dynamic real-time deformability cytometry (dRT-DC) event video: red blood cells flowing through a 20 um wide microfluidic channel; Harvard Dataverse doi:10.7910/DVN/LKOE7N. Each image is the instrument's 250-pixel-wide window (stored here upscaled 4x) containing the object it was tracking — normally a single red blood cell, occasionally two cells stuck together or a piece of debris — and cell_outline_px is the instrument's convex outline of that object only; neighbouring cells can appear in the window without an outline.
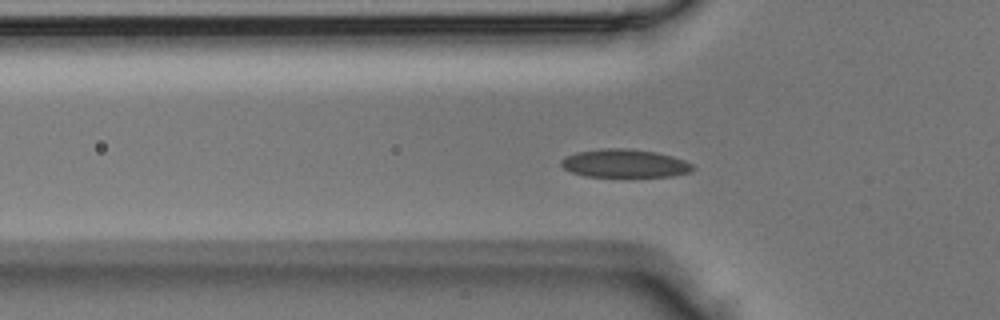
{"species": "Egyptian fruit bat (a non-hibernating species)", "species_latin": "Rousettus aegyptiacus", "temperature_condition": "room temperature", "stored_images_in_passage": 4, "camera_frame_rate_fps": 3000, "um_per_image_px": 0.085, "animal": {"sex": "male"}, "frame": {"image": 1, "passage_image": 4, "time_ms": 1.0, "image_size_px": [1000, 320], "cell_outline_px": [[696, 168], [692, 172], [672, 176], [584, 176], [572, 172], [564, 168], [560, 164], [560, 160], [576, 152], [600, 148], [628, 148], [656, 152], [672, 156], [684, 160], [692, 164]], "centroid_in_image_um": [53.12, 13.88], "position_along_channel_um": 72.7, "area_um2": 21.68}}